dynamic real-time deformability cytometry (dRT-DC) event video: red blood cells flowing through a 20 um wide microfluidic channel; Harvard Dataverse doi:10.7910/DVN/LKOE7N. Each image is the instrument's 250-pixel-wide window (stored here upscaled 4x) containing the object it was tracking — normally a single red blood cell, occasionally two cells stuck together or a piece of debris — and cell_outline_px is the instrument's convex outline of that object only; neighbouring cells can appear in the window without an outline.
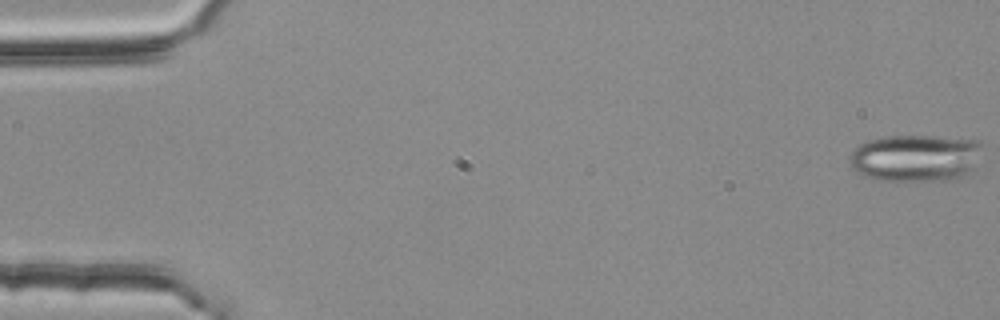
{"species": "common noctule bat (a hibernating species)", "species_latin": "Nyctalus noctula", "temperature_condition": "room temperature", "stored_images_in_passage": 4, "camera_frame_rate_fps": 3000, "um_per_image_px": 0.085, "animal": {"sex": "female", "body_mass_g": 25.1}, "frame": {"image": 1, "passage_image": 1, "time_ms": 0.0, "image_size_px": [1000, 320], "cell_outline_px": [[984, 144], [972, 168], [964, 176], [944, 180], [876, 180], [856, 172], [852, 168], [848, 160], [848, 156], [860, 144], [868, 140], [884, 136], [936, 136], [984, 140]], "centroid_in_image_um": [77.81, 13.4], "position_along_channel_um": 7.2, "area_um2": 36.59}}